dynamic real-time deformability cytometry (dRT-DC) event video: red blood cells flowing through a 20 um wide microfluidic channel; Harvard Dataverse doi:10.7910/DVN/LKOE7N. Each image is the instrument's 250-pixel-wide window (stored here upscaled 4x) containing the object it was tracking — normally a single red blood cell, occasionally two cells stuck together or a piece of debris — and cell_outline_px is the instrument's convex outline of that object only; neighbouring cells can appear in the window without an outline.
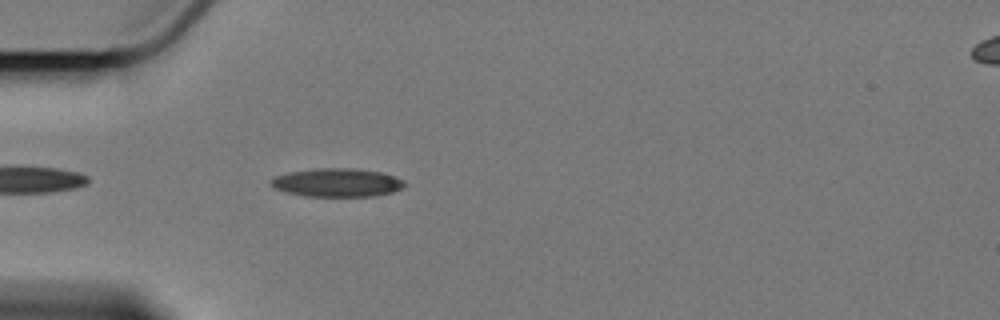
{"species": "Egyptian fruit bat (a non-hibernating species)", "species_latin": "Rousettus aegyptiacus", "temperature_condition": "cold", "stored_images_in_passage": 30, "camera_frame_rate_fps": 3000, "um_per_image_px": 0.085, "animal": {"sex": "female"}, "frame": {"image": 1, "passage_image": 5, "time_ms": 1.333, "image_size_px": [1000, 320], "cell_outline_px": [[408, 184], [404, 188], [392, 192], [372, 196], [304, 196], [284, 192], [272, 188], [268, 184], [276, 176], [288, 172], [316, 168], [356, 168], [384, 172], [404, 180]], "centroid_in_image_um": [28.67, 15.51], "position_along_channel_um": 56.3, "area_um2": 22.54}}
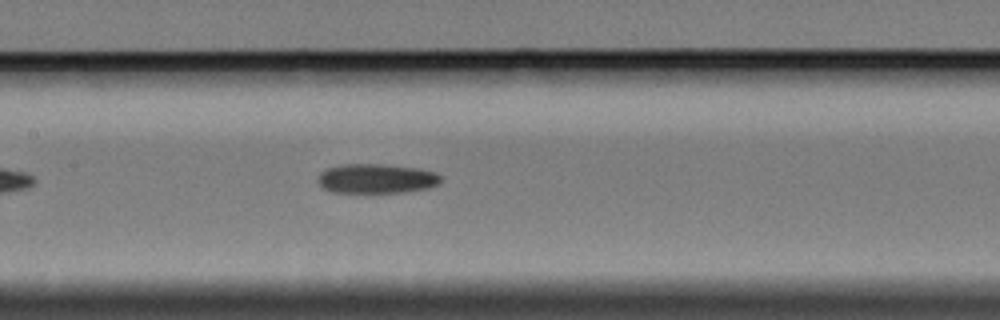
{"frame": {"image": 2, "passage_image": 16, "time_ms": 5.0, "image_size_px": [1000, 320], "cell_outline_px": [[440, 180], [436, 184], [428, 188], [404, 192], [332, 192], [320, 188], [316, 180], [320, 172], [328, 168], [344, 164], [380, 164], [416, 168], [432, 172], [440, 176]], "centroid_in_image_um": [31.9, 15.18], "position_along_channel_um": 175.5, "area_um2": 20.98}}
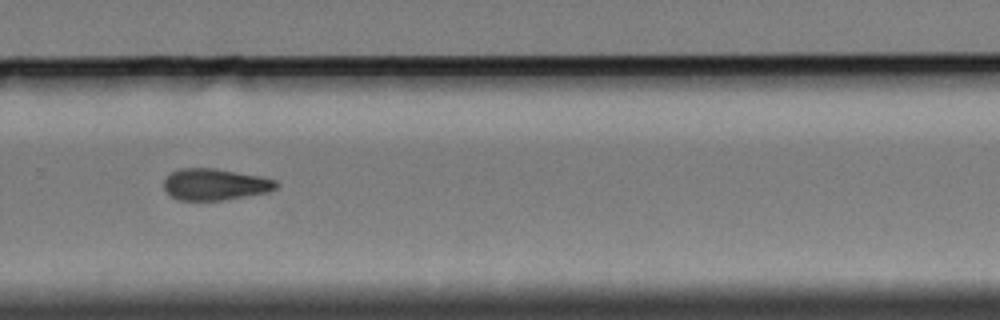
{"frame": {"image": 3, "passage_image": 28, "time_ms": 9.0, "image_size_px": [1000, 320], "cell_outline_px": [[280, 184], [276, 188], [268, 192], [220, 200], [176, 200], [164, 188], [164, 180], [172, 172], [180, 168], [216, 168], [260, 176], [276, 180]], "centroid_in_image_um": [18.29, 15.66], "position_along_channel_um": 311.5, "area_um2": 20.52}}